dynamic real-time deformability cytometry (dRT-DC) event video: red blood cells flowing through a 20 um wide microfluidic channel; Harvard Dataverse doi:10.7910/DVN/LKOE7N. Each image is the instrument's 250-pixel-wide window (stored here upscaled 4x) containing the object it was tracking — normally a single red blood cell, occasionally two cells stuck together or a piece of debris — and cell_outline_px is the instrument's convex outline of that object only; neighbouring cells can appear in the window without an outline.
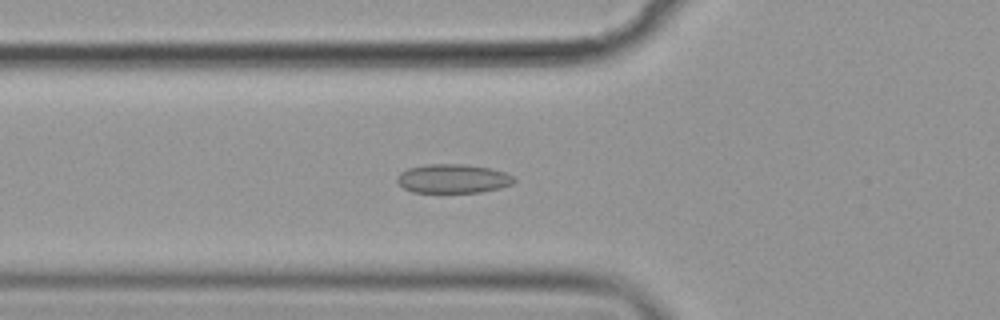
{"species": "common noctule bat (a hibernating species)", "species_latin": "Nyctalus noctula", "temperature_condition": "cold", "stored_images_in_passage": 40, "camera_frame_rate_fps": 3000, "um_per_image_px": 0.085, "animal": {"sex": "female", "body_mass_g": 19.9}, "frame": {"image": 1, "passage_image": 4, "time_ms": 1.0, "image_size_px": [1000, 320], "cell_outline_px": [[516, 180], [512, 184], [500, 188], [480, 192], [412, 192], [404, 188], [396, 180], [396, 176], [400, 172], [408, 168], [424, 164], [464, 164], [488, 168], [504, 172], [512, 176]], "centroid_in_image_um": [38.47, 15.18], "position_along_channel_um": 87.3, "area_um2": 19.71}}
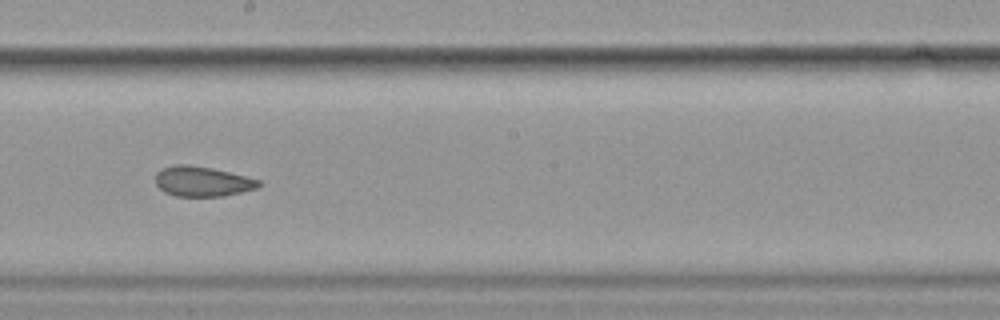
{"frame": {"image": 2, "passage_image": 16, "time_ms": 5.0, "image_size_px": [1000, 320], "cell_outline_px": [[260, 184], [256, 188], [240, 192], [220, 196], [176, 196], [164, 192], [156, 184], [156, 172], [164, 168], [176, 164], [188, 164], [228, 172], [260, 180]], "centroid_in_image_um": [17.15, 15.42], "position_along_channel_um": 231.0, "area_um2": 17.69}}
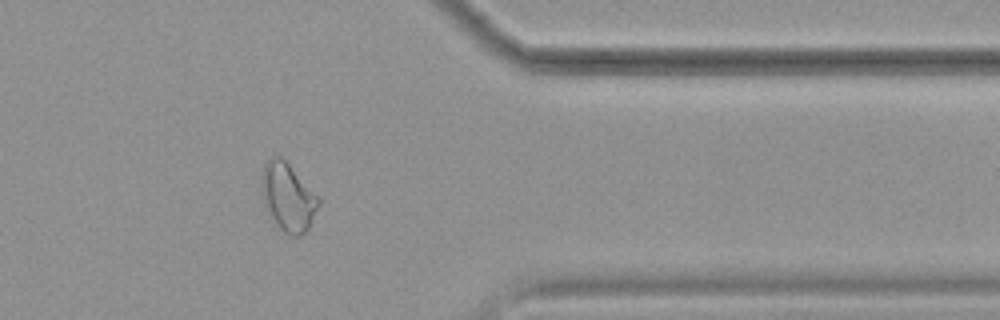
{"frame": {"image": 3, "passage_image": 30, "time_ms": 9.667, "image_size_px": [1000, 320], "cell_outline_px": [[320, 204], [308, 228], [300, 236], [292, 236], [284, 232], [268, 216], [260, 184], [260, 176], [264, 164], [272, 156], [280, 156], [320, 196]], "centroid_in_image_um": [24.47, 16.75], "position_along_channel_um": 386.9, "area_um2": 22.72}, "authors_computed_cell_mechanics": {"area_um2": 19.2763, "velocity_mm_per_s": 3.5925, "shape_relaxation_time_tau1_ms": 11.3475, "shape_relaxation_time_tau2_ms": 4.3099, "deformation_change_tau1": 0.1532, "deformation_change_tau2": 0.0909}}